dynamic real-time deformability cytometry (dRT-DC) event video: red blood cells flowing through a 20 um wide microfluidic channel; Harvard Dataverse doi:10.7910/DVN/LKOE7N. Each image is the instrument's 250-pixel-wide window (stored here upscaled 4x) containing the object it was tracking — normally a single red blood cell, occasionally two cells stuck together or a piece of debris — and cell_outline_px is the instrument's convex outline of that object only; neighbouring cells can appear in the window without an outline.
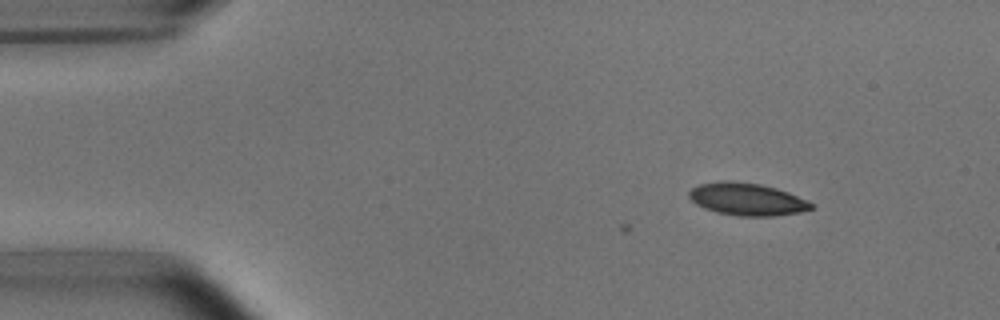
{"species": "common noctule bat (a hibernating species)", "species_latin": "Nyctalus noctula", "temperature_condition": "room temperature", "stored_images_in_passage": 11, "camera_frame_rate_fps": 3000, "um_per_image_px": 0.085, "animal": {"sex": "male", "body_mass_g": 15.6}, "frame": {"image": 1, "passage_image": 11, "time_ms": 3.333, "image_size_px": [1000, 320], "cell_outline_px": [[812, 208], [800, 212], [772, 216], [740, 216], [716, 212], [704, 208], [696, 204], [688, 196], [688, 192], [692, 188], [700, 184], [724, 180], [732, 180], [760, 184], [776, 188], [788, 192], [812, 204]], "centroid_in_image_um": [63.44, 16.92], "position_along_channel_um": 21.6, "area_um2": 22.89}}